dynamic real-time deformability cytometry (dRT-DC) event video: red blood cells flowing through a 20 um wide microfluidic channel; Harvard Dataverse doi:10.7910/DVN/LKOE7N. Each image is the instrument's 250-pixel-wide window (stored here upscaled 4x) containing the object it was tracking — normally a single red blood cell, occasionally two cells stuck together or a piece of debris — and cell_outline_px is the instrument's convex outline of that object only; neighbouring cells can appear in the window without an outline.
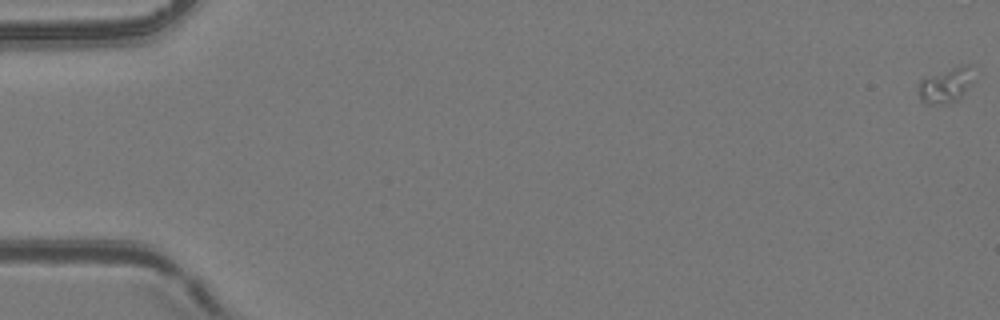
{"species": "common noctule bat (a hibernating species)", "species_latin": "Nyctalus noctula", "temperature_condition": "room temperature", "stored_images_in_passage": 56, "camera_frame_rate_fps": 3000, "um_per_image_px": 0.085, "animal": {"sex": "female", "body_mass_g": 24.6, "forearm_length_mm": 56.2}, "frame": {"image": 1, "passage_image": 1, "time_ms": 0.0, "image_size_px": [1000, 320], "cell_outline_px": [[980, 72], [972, 84], [956, 100], [948, 104], [928, 104], [920, 100], [920, 80], [952, 68], [964, 64], [972, 64]], "centroid_in_image_um": [80.56, 7.2], "position_along_channel_um": 4.4, "area_um2": 11.5}}